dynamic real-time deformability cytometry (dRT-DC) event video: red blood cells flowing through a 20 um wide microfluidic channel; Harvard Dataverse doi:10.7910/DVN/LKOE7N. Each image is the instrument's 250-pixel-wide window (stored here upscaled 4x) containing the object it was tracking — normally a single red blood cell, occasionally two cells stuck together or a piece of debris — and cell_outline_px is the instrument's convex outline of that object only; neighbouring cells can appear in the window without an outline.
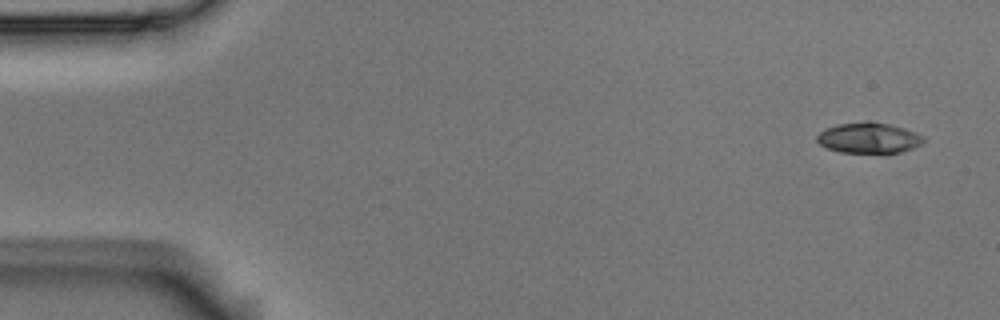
{"species": "Egyptian fruit bat (a non-hibernating species)", "species_latin": "Rousettus aegyptiacus", "temperature_condition": "room temperature", "stored_images_in_passage": 4, "camera_frame_rate_fps": 3000, "um_per_image_px": 0.085, "animal": {"sex": "male"}, "frame": {"image": 1, "passage_image": 1, "time_ms": 0.0, "image_size_px": [1000, 320], "cell_outline_px": [[928, 140], [924, 144], [888, 156], [840, 152], [828, 148], [820, 144], [816, 140], [816, 136], [824, 128], [836, 124], [868, 120], [872, 120], [904, 128], [916, 132], [924, 136]], "centroid_in_image_um": [73.9, 11.75], "position_along_channel_um": 11.1, "area_um2": 20.17}}